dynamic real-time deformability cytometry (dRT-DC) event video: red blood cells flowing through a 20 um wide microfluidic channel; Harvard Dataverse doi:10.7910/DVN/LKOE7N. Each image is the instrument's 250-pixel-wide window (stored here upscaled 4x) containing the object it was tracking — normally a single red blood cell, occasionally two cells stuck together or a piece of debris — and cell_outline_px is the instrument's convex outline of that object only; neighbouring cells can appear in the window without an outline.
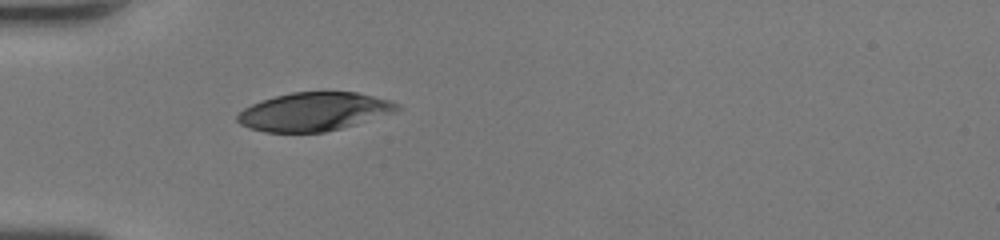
{"species": "human", "species_latin": "Homo sapiens", "temperature_condition": "room temperature", "stored_images_in_passage": 33, "camera_frame_rate_fps": 3000, "um_per_image_px": 0.085, "donor": {"sex": "female"}, "frame": {"image": 1, "passage_image": 1, "time_ms": 0.0, "image_size_px": [1000, 240], "cell_outline_px": [[404, 108], [396, 112], [356, 124], [324, 132], [264, 132], [248, 128], [240, 124], [236, 120], [236, 116], [244, 108], [260, 100], [292, 92], [356, 92], [388, 100], [400, 104]], "centroid_in_image_um": [26.69, 9.49], "position_along_channel_um": 58.3, "area_um2": 35.78}}
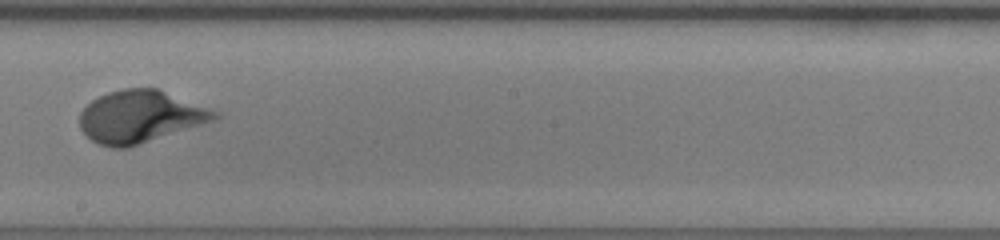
{"frame": {"image": 2, "passage_image": 14, "time_ms": 4.333, "image_size_px": [1000, 240], "cell_outline_px": [[220, 116], [216, 120], [128, 148], [112, 148], [100, 144], [92, 140], [80, 128], [80, 112], [92, 100], [108, 92], [124, 88], [156, 88], [220, 112]], "centroid_in_image_um": [11.93, 9.92], "position_along_channel_um": 236.3, "area_um2": 40.92}}
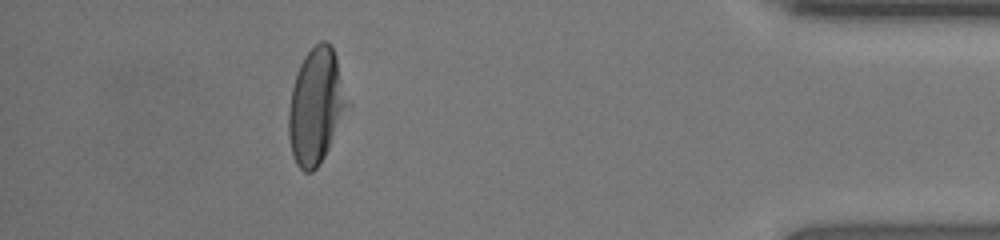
{"frame": {"image": 3, "passage_image": 29, "time_ms": 9.333, "image_size_px": [1000, 240], "cell_outline_px": [[340, 108], [328, 148], [324, 156], [316, 168], [312, 172], [304, 172], [296, 164], [292, 156], [288, 136], [288, 108], [292, 88], [300, 64], [304, 56], [320, 40], [324, 40], [332, 44], [336, 56], [340, 104]], "centroid_in_image_um": [26.67, 9.05], "position_along_channel_um": 408.5, "area_um2": 36.41}}